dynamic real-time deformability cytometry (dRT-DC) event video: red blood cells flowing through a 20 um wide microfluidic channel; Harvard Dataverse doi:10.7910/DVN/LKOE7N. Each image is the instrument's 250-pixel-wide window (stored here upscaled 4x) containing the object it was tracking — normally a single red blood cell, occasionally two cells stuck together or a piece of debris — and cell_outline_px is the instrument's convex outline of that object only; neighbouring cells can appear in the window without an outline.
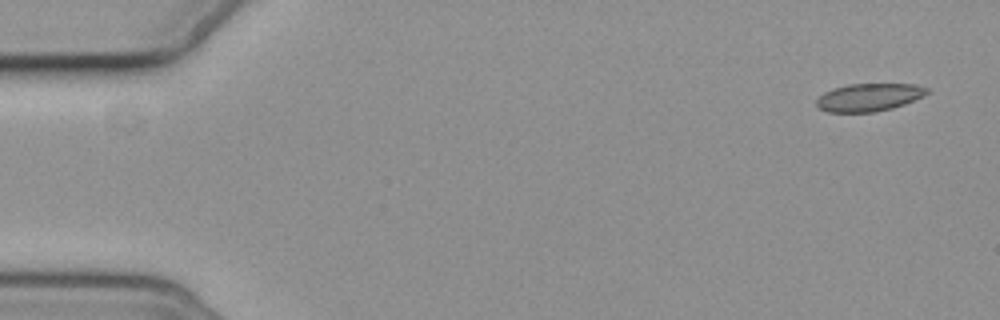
{"species": "common noctule bat (a hibernating species)", "species_latin": "Nyctalus noctula", "temperature_condition": "cold", "stored_images_in_passage": 5, "camera_frame_rate_fps": 3000, "um_per_image_px": 0.085, "animal": {"sex": "female", "body_mass_g": 19.3, "forearm_length_mm": 54.1}, "frame": {"image": 1, "passage_image": 1, "time_ms": 0.0, "image_size_px": [1000, 320], "cell_outline_px": [[928, 92], [924, 96], [904, 104], [892, 108], [872, 112], [828, 112], [820, 108], [816, 104], [816, 100], [824, 92], [832, 88], [848, 84], [916, 84], [928, 88]], "centroid_in_image_um": [73.86, 8.26], "position_along_channel_um": 11.1, "area_um2": 17.86}}
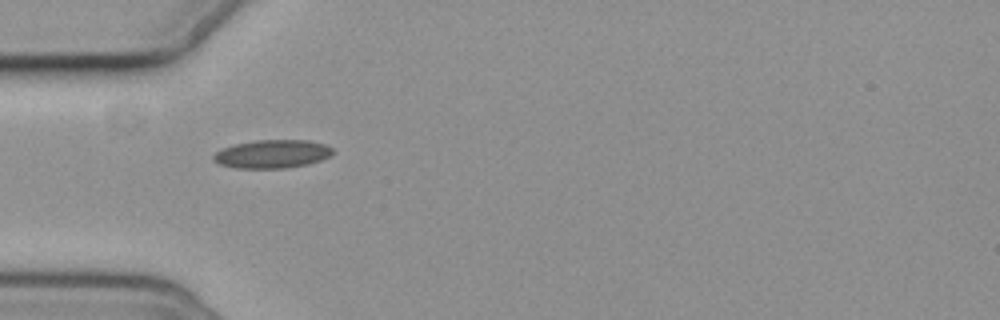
{"frame": {"image": 2, "passage_image": 4, "time_ms": 5.0, "image_size_px": [1000, 320], "cell_outline_px": [[336, 152], [320, 160], [308, 164], [284, 168], [236, 168], [220, 164], [212, 160], [212, 156], [216, 152], [224, 148], [236, 144], [256, 140], [308, 140], [324, 144], [332, 148]], "centroid_in_image_um": [23.15, 13.09], "position_along_channel_um": 61.9, "area_um2": 19.59}}
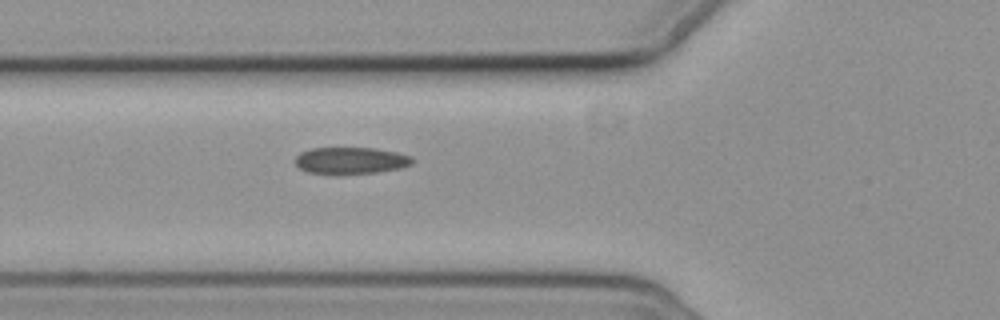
{"frame": {"image": 3, "passage_image": 5, "time_ms": 6.0, "image_size_px": [1000, 320], "cell_outline_px": [[412, 164], [400, 168], [376, 172], [308, 172], [300, 168], [296, 164], [296, 156], [300, 152], [312, 148], [372, 148], [396, 152], [412, 156]], "centroid_in_image_um": [29.83, 13.61], "position_along_channel_um": 96.0, "area_um2": 17.57}}